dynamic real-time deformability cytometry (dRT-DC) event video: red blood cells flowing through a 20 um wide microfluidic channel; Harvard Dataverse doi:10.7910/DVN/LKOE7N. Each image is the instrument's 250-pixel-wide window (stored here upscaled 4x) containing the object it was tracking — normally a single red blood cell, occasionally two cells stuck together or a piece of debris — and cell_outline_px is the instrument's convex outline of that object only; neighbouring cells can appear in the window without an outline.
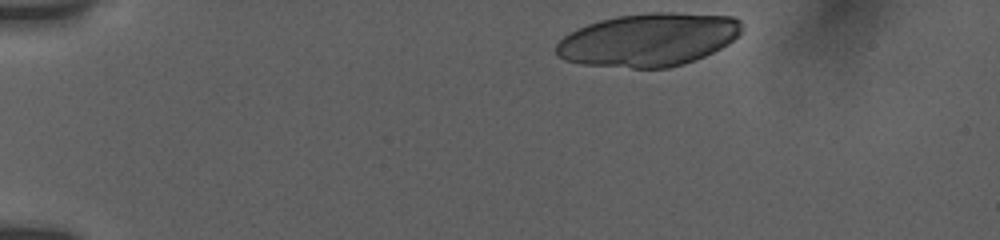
{"species": "human", "species_latin": "Homo sapiens", "temperature_condition": "room temperature", "stored_images_in_passage": 28, "segment_of_instrument_passage": [1, 2], "camera_frame_rate_fps": 3000, "um_per_image_px": 0.085, "donor": {"sex": "female"}, "frame": {"image": 1, "passage_image": 1, "time_ms": 0.0, "image_size_px": [1000, 240], "cell_outline_px": [[740, 32], [728, 44], [704, 56], [684, 64], [668, 68], [632, 68], [580, 64], [564, 60], [556, 56], [556, 44], [568, 32], [576, 28], [600, 20], [616, 16], [648, 12], [672, 12], [732, 16], [740, 20]], "centroid_in_image_um": [55.07, 3.38], "position_along_channel_um": 29.9, "area_um2": 57.57}}